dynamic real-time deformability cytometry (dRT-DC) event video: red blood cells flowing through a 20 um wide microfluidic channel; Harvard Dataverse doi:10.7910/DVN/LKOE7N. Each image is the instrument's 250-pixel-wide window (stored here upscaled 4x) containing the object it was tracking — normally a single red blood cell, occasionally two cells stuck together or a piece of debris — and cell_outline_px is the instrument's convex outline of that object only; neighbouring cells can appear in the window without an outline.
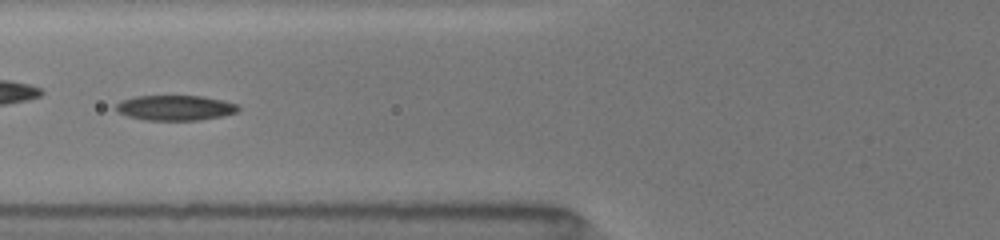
{"species": "common noctule bat (a hibernating species)", "species_latin": "Nyctalus noctula", "temperature_condition": "room temperature", "stored_images_in_passage": 10, "camera_frame_rate_fps": 3000, "um_per_image_px": 0.085, "animal": {"sex": "female", "body_mass_g": 19.5, "forearm_length_mm": 54.1}, "frame": {"image": 1, "passage_image": 9, "time_ms": 5.667, "image_size_px": [1000, 240], "cell_outline_px": [[240, 108], [236, 112], [224, 116], [200, 120], [144, 120], [128, 116], [116, 112], [116, 104], [120, 100], [136, 96], [204, 96], [224, 100], [236, 104]], "centroid_in_image_um": [14.89, 9.16], "position_along_channel_um": 110.9, "area_um2": 18.09}}